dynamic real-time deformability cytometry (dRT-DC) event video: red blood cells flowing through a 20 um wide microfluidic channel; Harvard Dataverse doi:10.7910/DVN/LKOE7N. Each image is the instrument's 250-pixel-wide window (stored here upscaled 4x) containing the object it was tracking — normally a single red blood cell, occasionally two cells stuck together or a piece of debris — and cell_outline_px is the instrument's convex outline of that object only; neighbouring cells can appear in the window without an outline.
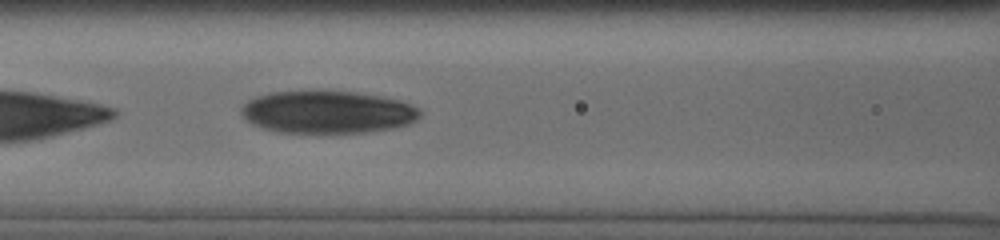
{"species": "human", "species_latin": "Homo sapiens", "temperature_condition": "cold", "stored_images_in_passage": 14, "camera_frame_rate_fps": 3000, "um_per_image_px": 0.085, "donor": {"sex": "male"}, "frame": {"image": 1, "passage_image": 14, "time_ms": 9.0, "image_size_px": [1000, 240], "cell_outline_px": [[420, 116], [416, 120], [408, 124], [392, 128], [368, 132], [280, 132], [264, 128], [252, 124], [240, 112], [240, 108], [248, 100], [256, 96], [268, 92], [352, 92], [400, 100], [416, 108], [420, 112]], "centroid_in_image_um": [27.8, 9.53], "position_along_channel_um": 138.8, "area_um2": 43.52}}